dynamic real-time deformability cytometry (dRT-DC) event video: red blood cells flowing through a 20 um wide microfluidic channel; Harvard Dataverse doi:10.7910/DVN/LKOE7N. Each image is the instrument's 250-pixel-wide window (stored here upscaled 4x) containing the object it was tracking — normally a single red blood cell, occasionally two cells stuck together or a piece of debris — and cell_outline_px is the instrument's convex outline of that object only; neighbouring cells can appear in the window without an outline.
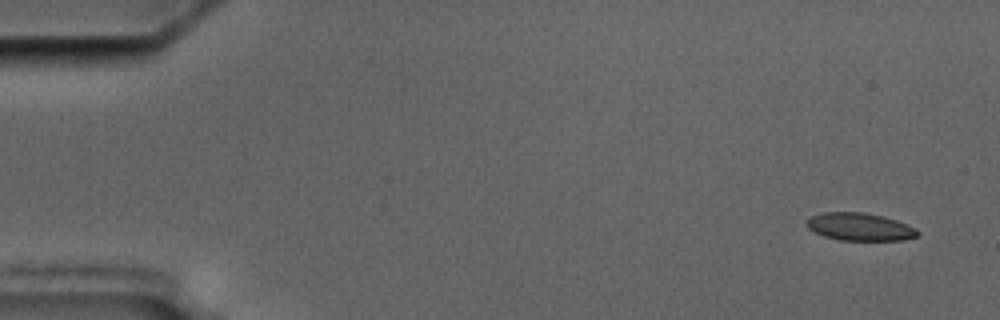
{"species": "common noctule bat (a hibernating species)", "species_latin": "Nyctalus noctula", "temperature_condition": "cold", "stored_images_in_passage": 8, "camera_frame_rate_fps": 3000, "um_per_image_px": 0.085, "animal": {"sex": "male", "body_mass_g": 17.5, "forearm_length_mm": 52.3}, "frame": {"image": 1, "passage_image": 1, "time_ms": 0.0, "image_size_px": [1000, 320], "cell_outline_px": [[920, 232], [916, 236], [904, 240], [840, 240], [824, 236], [808, 228], [804, 224], [812, 216], [824, 212], [864, 212], [884, 216], [896, 220], [916, 228]], "centroid_in_image_um": [73.09, 19.27], "position_along_channel_um": 11.9, "area_um2": 17.86}}
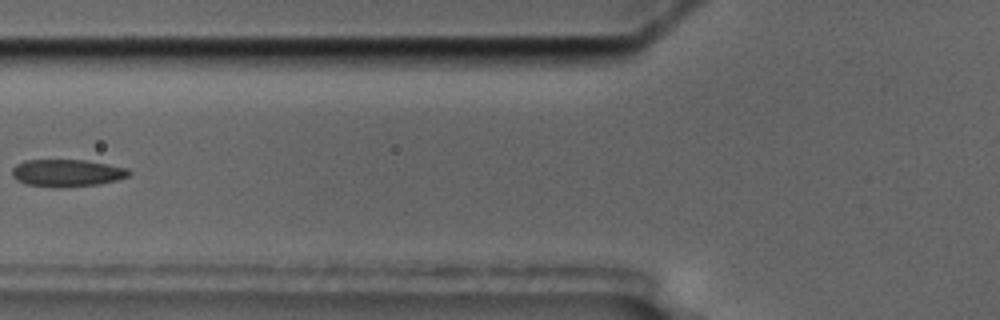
{"frame": {"image": 2, "passage_image": 6, "time_ms": 6.667, "image_size_px": [1000, 320], "cell_outline_px": [[132, 172], [128, 176], [116, 180], [96, 184], [60, 188], [52, 188], [24, 184], [16, 180], [12, 176], [12, 168], [16, 164], [24, 160], [84, 160], [108, 164], [128, 168]], "centroid_in_image_um": [5.65, 14.71], "position_along_channel_um": 120.2, "area_um2": 18.79}}
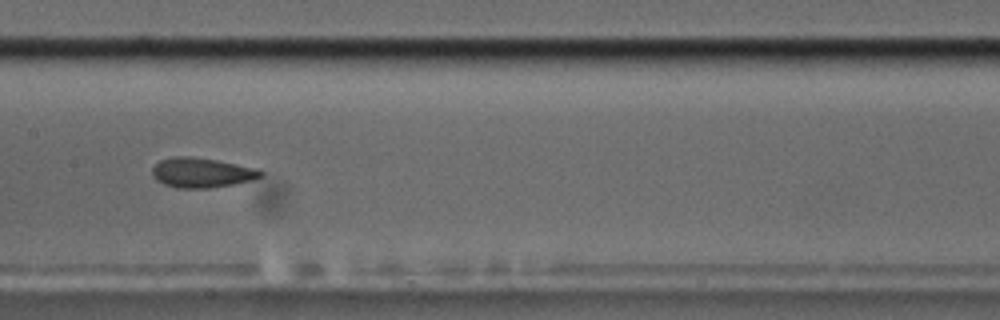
{"frame": {"image": 3, "passage_image": 8, "time_ms": 8.667, "image_size_px": [1000, 320], "cell_outline_px": [[264, 176], [252, 180], [232, 184], [208, 188], [176, 188], [164, 184], [156, 180], [152, 172], [152, 168], [160, 160], [172, 156], [188, 156], [216, 160], [260, 168], [264, 172]], "centroid_in_image_um": [17.18, 14.67], "position_along_channel_um": 190.2, "area_um2": 18.96}}